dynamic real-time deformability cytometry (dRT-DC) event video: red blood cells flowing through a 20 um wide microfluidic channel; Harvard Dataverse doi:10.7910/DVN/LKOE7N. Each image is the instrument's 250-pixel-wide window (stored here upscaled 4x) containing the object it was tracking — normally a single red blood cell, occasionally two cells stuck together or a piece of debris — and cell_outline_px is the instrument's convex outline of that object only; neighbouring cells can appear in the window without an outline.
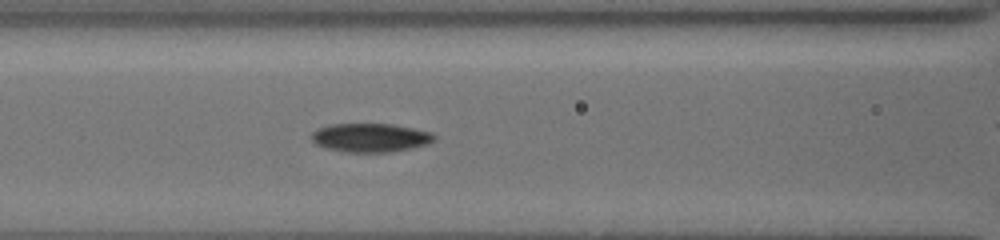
{"species": "common noctule bat (a hibernating species)", "species_latin": "Nyctalus noctula", "temperature_condition": "cold", "stored_images_in_passage": 30, "camera_frame_rate_fps": 3000, "um_per_image_px": 0.085, "animal": {"sex": "female", "body_mass_g": 19.5, "forearm_length_mm": 54.1}, "frame": {"image": 1, "passage_image": 10, "time_ms": 6.667, "image_size_px": [1000, 240], "cell_outline_px": [[436, 140], [428, 144], [412, 148], [392, 152], [344, 152], [324, 148], [316, 144], [312, 140], [312, 132], [316, 128], [332, 124], [392, 124], [432, 132], [436, 136]], "centroid_in_image_um": [31.49, 11.71], "position_along_channel_um": 135.1, "area_um2": 20.75}}
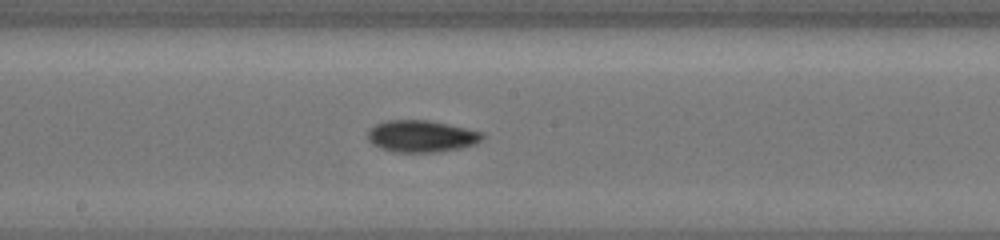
{"frame": {"image": 2, "passage_image": 15, "time_ms": 8.667, "image_size_px": [1000, 240], "cell_outline_px": [[484, 136], [476, 144], [460, 148], [436, 152], [392, 152], [380, 148], [372, 144], [368, 140], [368, 128], [376, 124], [388, 120], [428, 120], [484, 132]], "centroid_in_image_um": [35.79, 11.58], "position_along_channel_um": 212.4, "area_um2": 21.33}}
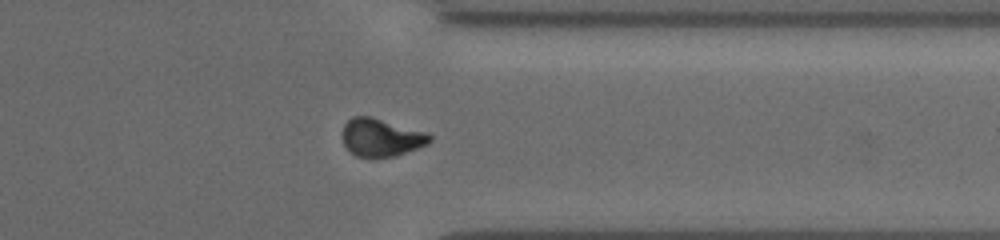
{"frame": {"image": 3, "passage_image": 29, "time_ms": 13.0, "image_size_px": [1000, 240], "cell_outline_px": [[432, 140], [428, 144], [396, 156], [372, 160], [356, 156], [344, 144], [344, 124], [352, 116], [368, 116], [428, 132], [432, 136]], "centroid_in_image_um": [32.43, 11.72], "position_along_channel_um": 379.0, "area_um2": 19.48}}